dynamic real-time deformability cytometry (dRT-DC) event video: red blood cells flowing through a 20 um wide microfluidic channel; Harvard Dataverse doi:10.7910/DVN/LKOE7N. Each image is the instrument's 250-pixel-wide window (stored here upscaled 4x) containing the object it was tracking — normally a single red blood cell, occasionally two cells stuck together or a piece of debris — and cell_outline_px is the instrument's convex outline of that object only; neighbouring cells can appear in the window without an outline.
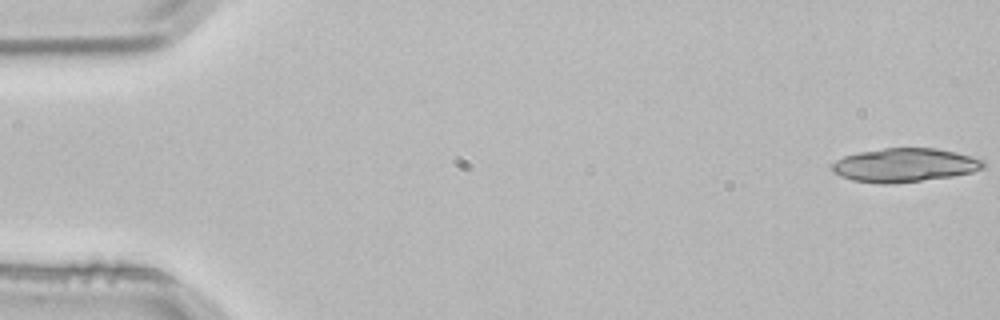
{"species": "common noctule bat (a hibernating species)", "species_latin": "Nyctalus noctula", "temperature_condition": "room temperature", "stored_images_in_passage": 2, "camera_frame_rate_fps": 3000, "um_per_image_px": 0.085, "animal": {"sex": "male", "body_mass_g": 21.5, "forearm_length_mm": 52.0}, "frame": {"image": 1, "passage_image": 1, "time_ms": 0.0, "image_size_px": [1000, 320], "cell_outline_px": [[984, 168], [972, 172], [952, 176], [888, 184], [880, 184], [852, 180], [840, 176], [832, 172], [832, 164], [836, 160], [844, 156], [860, 152], [884, 148], [936, 148], [956, 152], [984, 160]], "centroid_in_image_um": [76.87, 14.03], "position_along_channel_um": 8.1, "area_um2": 29.59}}